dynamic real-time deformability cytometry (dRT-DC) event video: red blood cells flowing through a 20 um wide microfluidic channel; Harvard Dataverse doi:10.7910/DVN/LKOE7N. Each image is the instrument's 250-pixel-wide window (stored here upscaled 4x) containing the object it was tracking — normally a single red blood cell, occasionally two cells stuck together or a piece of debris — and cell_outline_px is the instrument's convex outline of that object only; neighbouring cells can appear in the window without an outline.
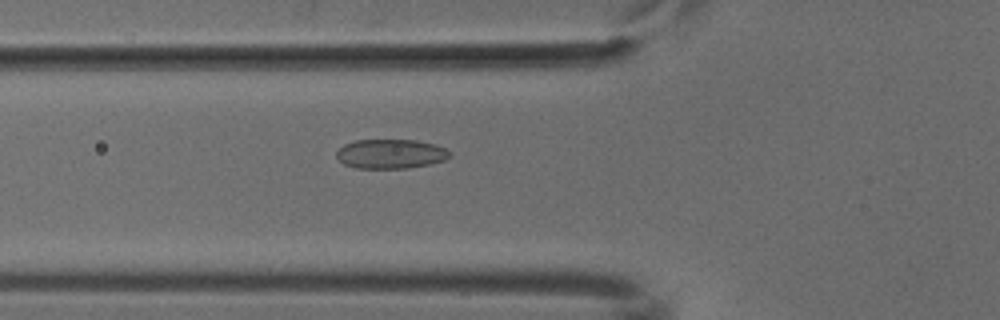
{"species": "common noctule bat (a hibernating species)", "species_latin": "Nyctalus noctula", "temperature_condition": "cold", "stored_images_in_passage": 38, "camera_frame_rate_fps": 3000, "um_per_image_px": 0.085, "animal": {"sex": "male", "body_mass_g": 18.8}, "frame": {"image": 1, "passage_image": 5, "time_ms": 1.333, "image_size_px": [1000, 320], "cell_outline_px": [[452, 156], [444, 160], [428, 164], [408, 168], [356, 168], [344, 164], [336, 156], [336, 152], [344, 144], [356, 140], [416, 140], [436, 144], [444, 148]], "centroid_in_image_um": [33.2, 13.07], "position_along_channel_um": 92.6, "area_um2": 19.31}}
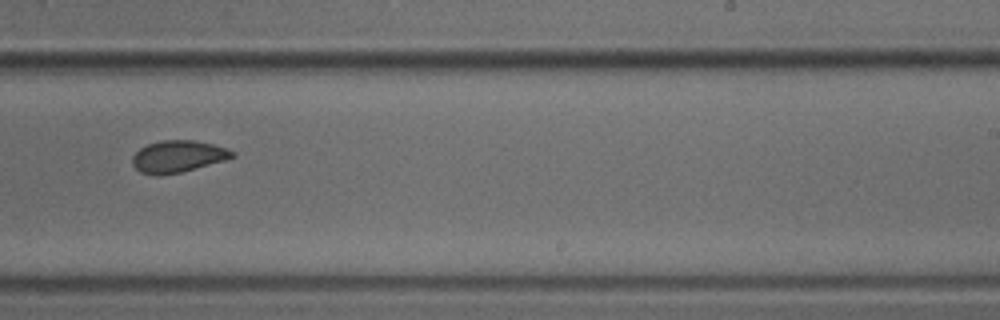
{"frame": {"image": 2, "passage_image": 19, "time_ms": 6.0, "image_size_px": [1000, 320], "cell_outline_px": [[236, 156], [224, 160], [196, 168], [180, 172], [160, 176], [152, 176], [140, 172], [132, 164], [132, 156], [140, 148], [148, 144], [164, 140], [196, 140], [228, 148], [236, 152]], "centroid_in_image_um": [15.12, 13.3], "position_along_channel_um": 273.9, "area_um2": 18.67}}
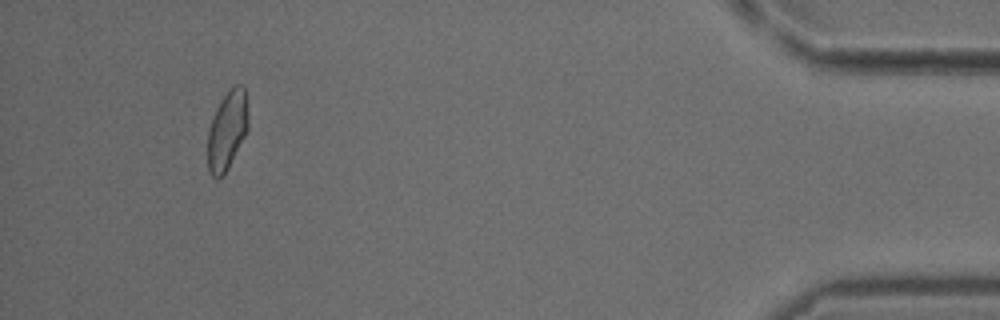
{"frame": {"image": 3, "passage_image": 35, "time_ms": 11.333, "image_size_px": [1000, 320], "cell_outline_px": [[248, 128], [224, 176], [216, 180], [208, 172], [208, 128], [216, 108], [220, 100], [236, 84], [240, 84], [244, 88], [248, 116]], "centroid_in_image_um": [19.29, 11.12], "position_along_channel_um": 415.9, "area_um2": 18.5}}